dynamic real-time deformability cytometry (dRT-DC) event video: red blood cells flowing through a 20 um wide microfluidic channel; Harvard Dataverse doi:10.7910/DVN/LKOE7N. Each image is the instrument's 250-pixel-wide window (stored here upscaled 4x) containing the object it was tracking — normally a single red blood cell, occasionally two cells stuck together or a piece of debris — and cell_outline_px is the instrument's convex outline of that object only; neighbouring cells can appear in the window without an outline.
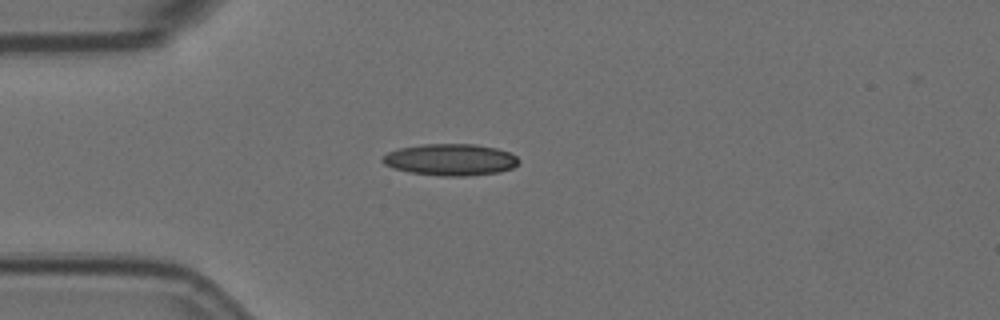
{"species": "Egyptian fruit bat (a non-hibernating species)", "species_latin": "Rousettus aegyptiacus", "temperature_condition": "room temperature", "stored_images_in_passage": 5, "camera_frame_rate_fps": 3000, "um_per_image_px": 0.085, "animal": {"sex": "female"}, "frame": {"image": 1, "passage_image": 1, "time_ms": 0.0, "image_size_px": [1000, 320], "cell_outline_px": [[520, 160], [512, 168], [500, 172], [464, 176], [444, 176], [408, 172], [392, 168], [384, 164], [380, 160], [388, 152], [400, 148], [424, 144], [476, 144], [496, 148], [508, 152], [516, 156]], "centroid_in_image_um": [38.27, 13.57], "position_along_channel_um": 46.7, "area_um2": 25.09}}
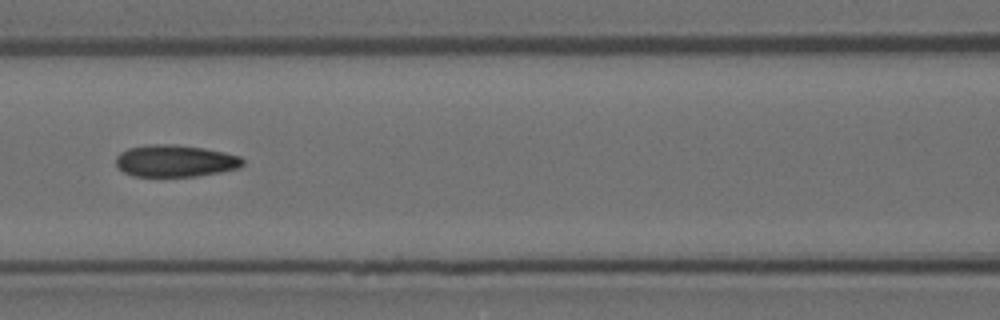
{"frame": {"image": 2, "passage_image": 4, "time_ms": 1.0, "image_size_px": [1000, 320], "cell_outline_px": [[244, 164], [240, 168], [220, 172], [196, 176], [132, 176], [124, 172], [116, 164], [116, 156], [120, 152], [128, 148], [152, 144], [172, 144], [204, 148], [224, 152], [240, 156], [244, 160]], "centroid_in_image_um": [14.91, 13.67], "position_along_channel_um": 151.7, "area_um2": 23.64}}
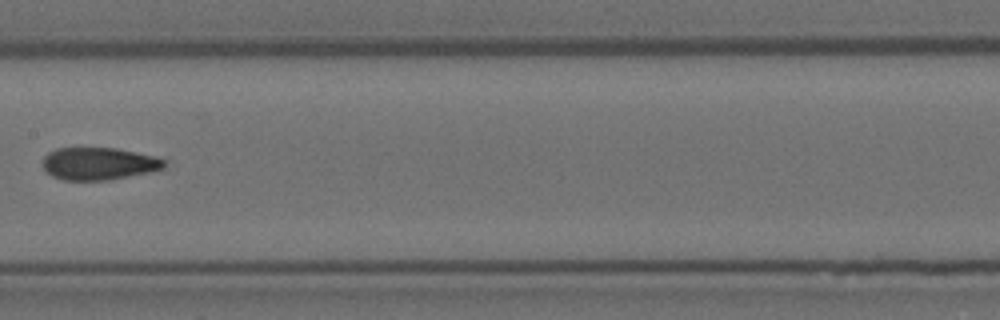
{"frame": {"image": 3, "passage_image": 5, "time_ms": 1.333, "image_size_px": [1000, 320], "cell_outline_px": [[164, 168], [148, 172], [108, 180], [64, 180], [52, 176], [44, 168], [44, 156], [48, 152], [56, 148], [116, 148], [156, 156], [164, 160]], "centroid_in_image_um": [8.38, 13.9], "position_along_channel_um": 199.0, "area_um2": 22.77}}